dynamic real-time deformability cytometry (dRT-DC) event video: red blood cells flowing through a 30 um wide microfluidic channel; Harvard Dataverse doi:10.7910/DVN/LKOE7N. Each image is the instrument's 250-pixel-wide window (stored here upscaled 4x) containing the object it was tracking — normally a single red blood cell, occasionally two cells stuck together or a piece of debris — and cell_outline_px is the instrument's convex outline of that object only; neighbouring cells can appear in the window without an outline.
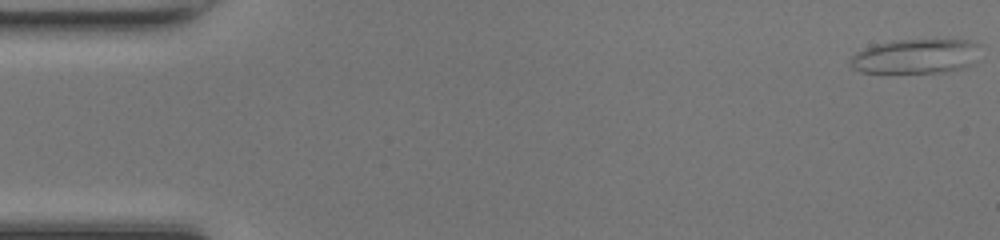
{"species": "common noctule bat (a hibernating species)", "species_latin": "Nyctalus noctula", "temperature_condition": "room temperature", "stored_images_in_passage": 49, "camera_frame_rate_fps": 3000, "um_per_image_px": 0.085, "animal": {"sex": "female", "body_mass_g": 17.0, "forearm_length_mm": 48.0}, "frame": {"image": 1, "passage_image": 1, "time_ms": 0.0, "image_size_px": [1000, 240], "cell_outline_px": [[976, 44], [968, 64], [964, 68], [948, 72], [860, 72], [852, 68], [848, 64], [848, 60], [856, 52], [864, 48], [876, 44], [892, 40], [968, 40]], "centroid_in_image_um": [77.66, 4.79], "position_along_channel_um": 7.3, "area_um2": 25.49}}
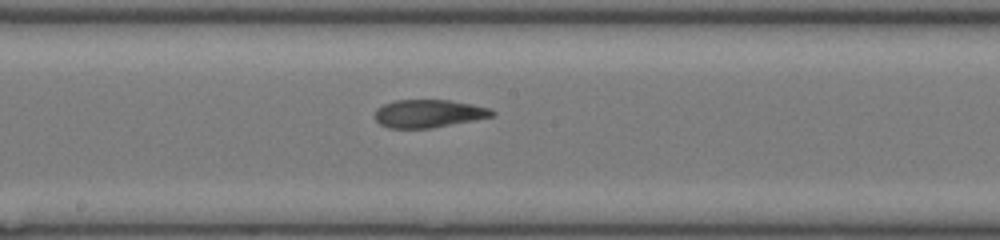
{"frame": {"image": 2, "passage_image": 26, "time_ms": 8.333, "image_size_px": [1000, 240], "cell_outline_px": [[496, 112], [492, 116], [432, 128], [388, 128], [380, 124], [376, 120], [376, 108], [384, 104], [396, 100], [448, 100], [472, 104], [492, 108]], "centroid_in_image_um": [36.43, 9.65], "position_along_channel_um": 211.8, "area_um2": 18.96}}
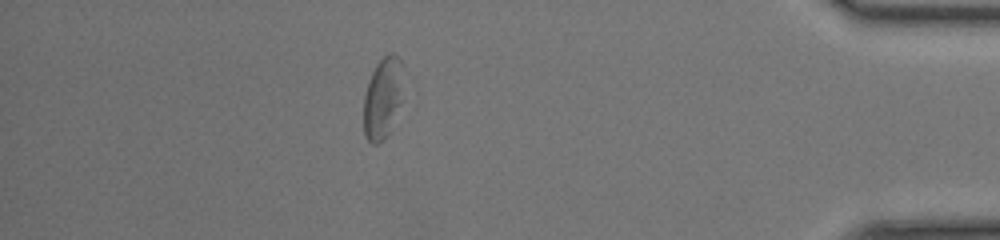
{"frame": {"image": 3, "passage_image": 43, "time_ms": 14.0, "image_size_px": [1000, 240], "cell_outline_px": [[400, 104], [388, 132], [384, 140], [376, 144], [372, 144], [364, 136], [364, 96], [372, 72], [376, 64], [388, 52], [392, 52], [400, 56]], "centroid_in_image_um": [32.48, 8.34], "position_along_channel_um": 402.7, "area_um2": 18.15}, "authors_computed_cell_mechanics": {"area_um2": 19.9988, "velocity_mm_per_s": 4.2124, "shape_relaxation_time_tau1_ms": 8.8127, "shape_relaxation_time_tau2_ms": 2.7829, "deformation_change_tau1": 0.2367, "deformation_change_tau2": 0.1192}}